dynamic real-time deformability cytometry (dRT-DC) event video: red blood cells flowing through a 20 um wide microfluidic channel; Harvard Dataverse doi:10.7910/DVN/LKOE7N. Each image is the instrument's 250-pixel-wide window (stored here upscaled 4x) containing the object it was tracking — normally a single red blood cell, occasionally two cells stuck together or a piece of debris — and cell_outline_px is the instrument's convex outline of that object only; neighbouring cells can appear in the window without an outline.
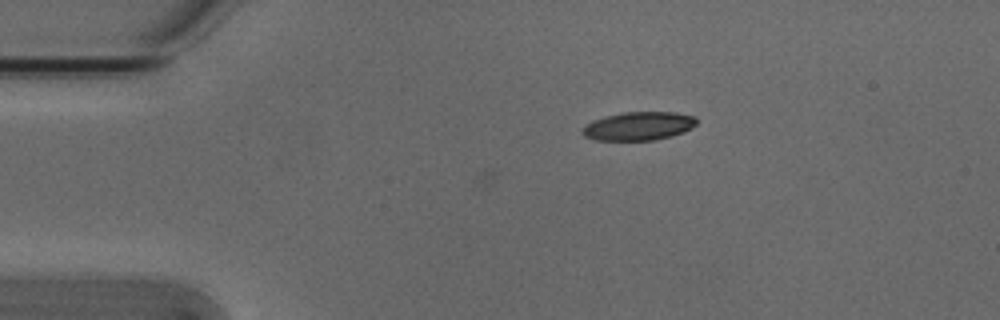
{"species": "Egyptian fruit bat (a non-hibernating species)", "species_latin": "Rousettus aegyptiacus", "temperature_condition": "cold", "stored_images_in_passage": 8, "camera_frame_rate_fps": 3000, "um_per_image_px": 0.085, "animal": {"sex": "male"}, "frame": {"image": 1, "passage_image": 1, "time_ms": 0.0, "image_size_px": [1000, 320], "cell_outline_px": [[696, 124], [692, 128], [684, 132], [672, 136], [652, 140], [596, 140], [584, 136], [580, 132], [580, 128], [592, 120], [604, 116], [624, 112], [676, 112], [696, 116]], "centroid_in_image_um": [54.26, 10.71], "position_along_channel_um": 30.7, "area_um2": 19.19}}